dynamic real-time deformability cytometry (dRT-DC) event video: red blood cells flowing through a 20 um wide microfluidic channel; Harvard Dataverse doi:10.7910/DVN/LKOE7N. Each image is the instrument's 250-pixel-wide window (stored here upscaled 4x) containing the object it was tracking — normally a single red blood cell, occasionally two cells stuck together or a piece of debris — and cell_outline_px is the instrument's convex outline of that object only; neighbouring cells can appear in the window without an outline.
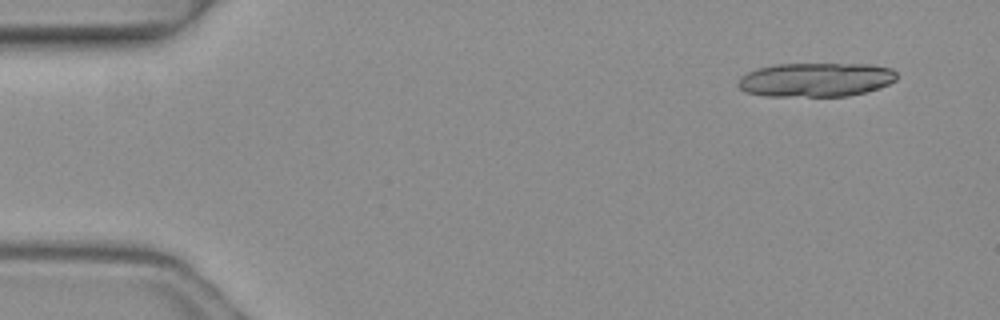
{"species": "common noctule bat (a hibernating species)", "species_latin": "Nyctalus noctula", "temperature_condition": "warm", "stored_images_in_passage": 3, "camera_frame_rate_fps": 3000, "um_per_image_px": 0.085, "animal": {"sex": "female", "body_mass_g": 19.3, "forearm_length_mm": 54.1}, "frame": {"image": 1, "passage_image": 1, "time_ms": 0.0, "image_size_px": [1000, 320], "cell_outline_px": [[896, 80], [880, 88], [848, 96], [764, 96], [744, 92], [736, 84], [740, 76], [756, 68], [772, 64], [872, 64], [892, 68], [896, 72]], "centroid_in_image_um": [69.32, 6.77], "position_along_channel_um": 15.7, "area_um2": 31.85}}